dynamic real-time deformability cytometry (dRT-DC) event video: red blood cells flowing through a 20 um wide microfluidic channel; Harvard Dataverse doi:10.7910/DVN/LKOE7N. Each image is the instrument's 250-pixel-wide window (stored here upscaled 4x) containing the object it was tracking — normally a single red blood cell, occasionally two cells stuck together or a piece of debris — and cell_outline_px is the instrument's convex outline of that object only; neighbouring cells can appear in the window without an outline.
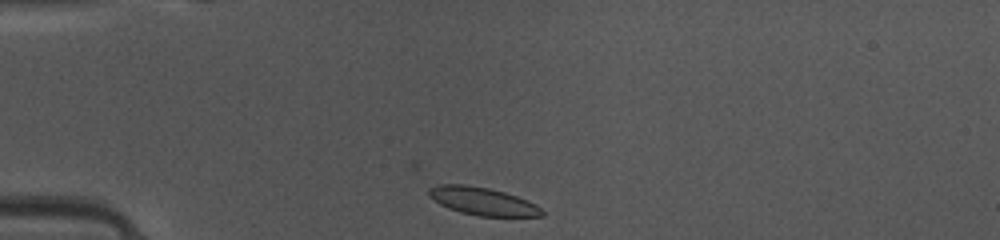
{"species": "common noctule bat (a hibernating species)", "species_latin": "Nyctalus noctula", "temperature_condition": "warm", "stored_images_in_passage": 32, "camera_frame_rate_fps": 3000, "um_per_image_px": 0.085, "animal": {"sex": "female", "body_mass_g": 10.0, "forearm_length_mm": 53.1}, "frame": {"image": 1, "passage_image": 1, "time_ms": 0.0, "image_size_px": [1000, 240], "cell_outline_px": [[544, 216], [480, 216], [460, 212], [448, 208], [440, 204], [428, 196], [428, 188], [440, 184], [464, 184], [488, 188], [504, 192], [516, 196], [536, 204], [544, 212]], "centroid_in_image_um": [41.0, 17.1], "position_along_channel_um": 44.0, "area_um2": 18.26}}
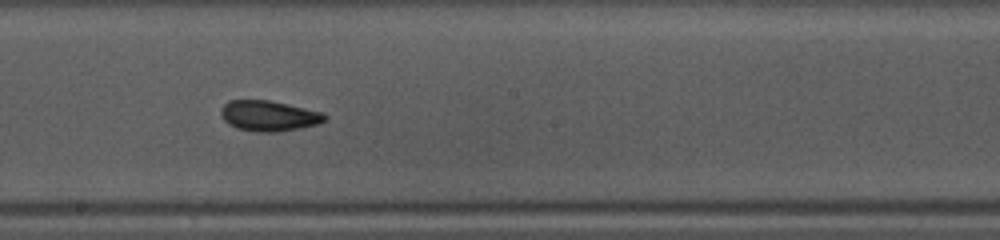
{"frame": {"image": 2, "passage_image": 16, "time_ms": 5.0, "image_size_px": [1000, 240], "cell_outline_px": [[328, 116], [320, 124], [300, 128], [276, 132], [256, 132], [236, 128], [228, 124], [220, 116], [220, 108], [228, 100], [268, 100], [324, 112]], "centroid_in_image_um": [22.84, 9.85], "position_along_channel_um": 225.4, "area_um2": 18.67}}
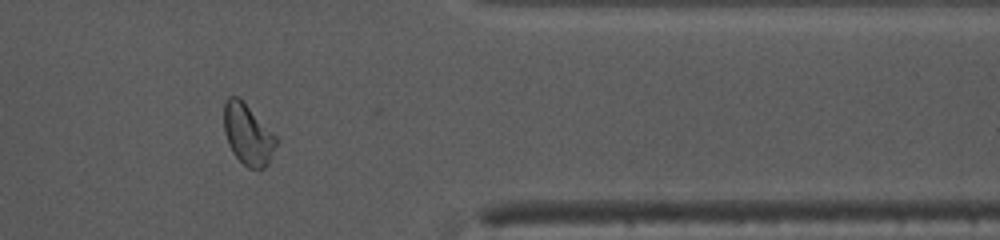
{"frame": {"image": 3, "passage_image": 29, "time_ms": 9.333, "image_size_px": [1000, 240], "cell_outline_px": [[276, 144], [268, 164], [264, 168], [248, 168], [232, 152], [228, 144], [224, 132], [224, 104], [228, 96], [240, 96], [276, 136]], "centroid_in_image_um": [21.04, 11.39], "position_along_channel_um": 390.4, "area_um2": 18.5}, "authors_computed_cell_mechanics": {"area_um2": 18.2648, "velocity_mm_per_s": 4.0916, "shape_relaxation_time_tau1_ms": null, "shape_relaxation_time_tau2_ms": 1.6157, "deformation_change_tau1": null, "deformation_change_tau2": 0.0604}}